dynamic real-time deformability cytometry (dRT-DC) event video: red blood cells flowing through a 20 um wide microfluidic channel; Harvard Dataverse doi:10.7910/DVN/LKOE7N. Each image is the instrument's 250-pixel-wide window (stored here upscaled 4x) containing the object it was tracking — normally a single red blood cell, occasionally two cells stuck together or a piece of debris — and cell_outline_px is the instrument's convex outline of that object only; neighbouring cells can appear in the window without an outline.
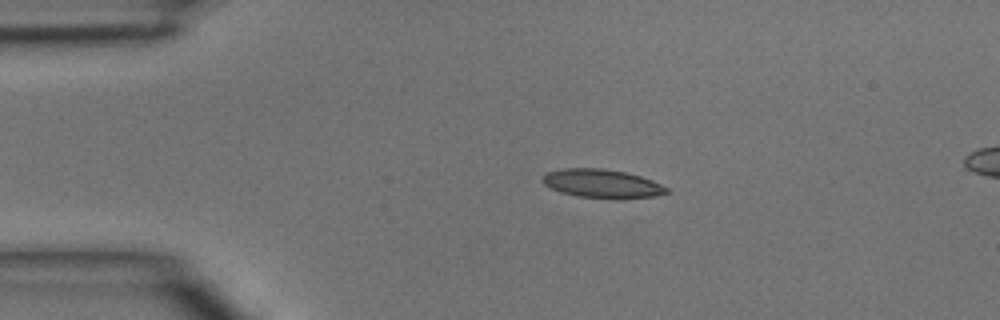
{"species": "common noctule bat (a hibernating species)", "species_latin": "Nyctalus noctula", "temperature_condition": "room temperature", "stored_images_in_passage": 3, "segment_of_instrument_passage": [1, 2], "camera_frame_rate_fps": 3000, "um_per_image_px": 0.085, "animal": {"sex": "male", "body_mass_g": 15.6}, "frame": {"image": 1, "passage_image": 1, "time_ms": 0.0, "image_size_px": [1000, 320], "cell_outline_px": [[668, 192], [656, 196], [620, 200], [616, 200], [576, 196], [560, 192], [544, 184], [540, 180], [548, 172], [564, 168], [600, 168], [624, 172], [640, 176], [652, 180], [668, 188]], "centroid_in_image_um": [51.19, 15.63], "position_along_channel_um": 33.8, "area_um2": 20.92}}